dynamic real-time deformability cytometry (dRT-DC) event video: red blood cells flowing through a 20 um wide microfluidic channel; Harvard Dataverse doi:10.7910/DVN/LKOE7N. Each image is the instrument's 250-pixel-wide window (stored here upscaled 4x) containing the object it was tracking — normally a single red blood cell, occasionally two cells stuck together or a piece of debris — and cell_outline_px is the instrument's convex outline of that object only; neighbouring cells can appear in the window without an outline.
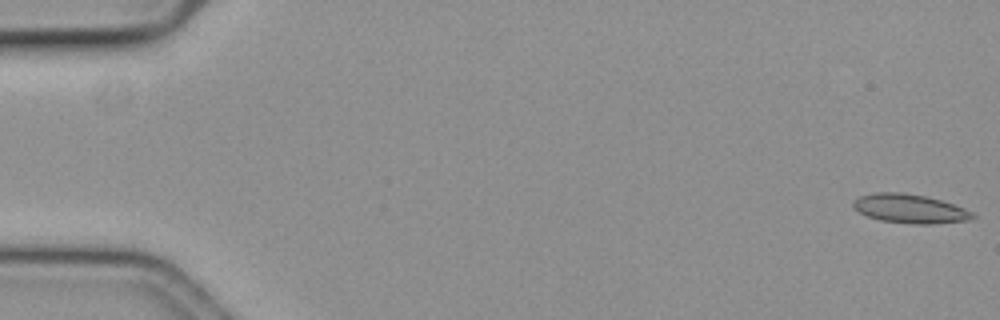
{"species": "common noctule bat (a hibernating species)", "species_latin": "Nyctalus noctula", "temperature_condition": "cold", "stored_images_in_passage": 11, "camera_frame_rate_fps": 3000, "um_per_image_px": 0.085, "animal": {"sex": "female", "body_mass_g": 19.3, "forearm_length_mm": 54.1}, "frame": {"image": 1, "passage_image": 1, "time_ms": 0.0, "image_size_px": [1000, 320], "cell_outline_px": [[976, 216], [968, 220], [932, 224], [912, 224], [880, 220], [868, 216], [852, 208], [852, 200], [860, 196], [876, 192], [904, 192], [924, 196], [940, 200], [964, 208], [972, 212]], "centroid_in_image_um": [77.3, 17.73], "position_along_channel_um": 7.7, "area_um2": 20.11}}